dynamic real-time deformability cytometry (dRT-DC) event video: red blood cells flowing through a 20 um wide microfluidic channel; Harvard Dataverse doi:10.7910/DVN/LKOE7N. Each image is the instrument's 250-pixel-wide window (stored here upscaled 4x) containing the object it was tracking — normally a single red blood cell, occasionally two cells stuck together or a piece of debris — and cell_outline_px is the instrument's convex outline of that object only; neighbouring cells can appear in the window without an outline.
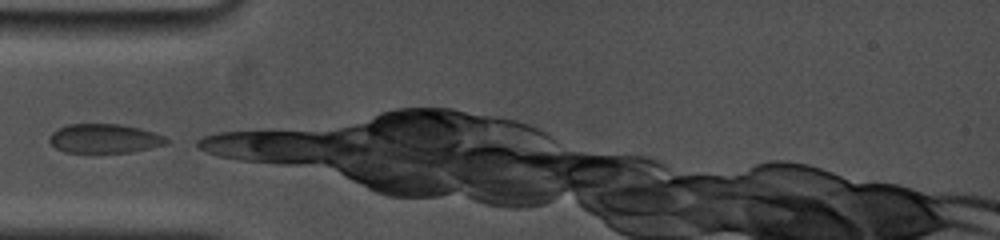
{"species": "common noctule bat (a hibernating species)", "species_latin": "Nyctalus noctula", "temperature_condition": "cold", "stored_images_in_passage": 5, "camera_frame_rate_fps": 5000, "um_per_image_px": 0.085, "animal": {"sex": "female", "body_mass_g": 19.0, "forearm_length_mm": 53.3}, "frame": {"image": 1, "passage_image": 1, "time_ms": 0.0, "image_size_px": [1000, 240], "cell_outline_px": [[168, 144], [132, 152], [64, 152], [56, 148], [48, 140], [48, 136], [52, 132], [68, 124], [120, 124], [140, 128], [164, 136], [168, 140]], "centroid_in_image_um": [8.87, 11.77], "position_along_channel_um": 76.1, "area_um2": 19.83}}